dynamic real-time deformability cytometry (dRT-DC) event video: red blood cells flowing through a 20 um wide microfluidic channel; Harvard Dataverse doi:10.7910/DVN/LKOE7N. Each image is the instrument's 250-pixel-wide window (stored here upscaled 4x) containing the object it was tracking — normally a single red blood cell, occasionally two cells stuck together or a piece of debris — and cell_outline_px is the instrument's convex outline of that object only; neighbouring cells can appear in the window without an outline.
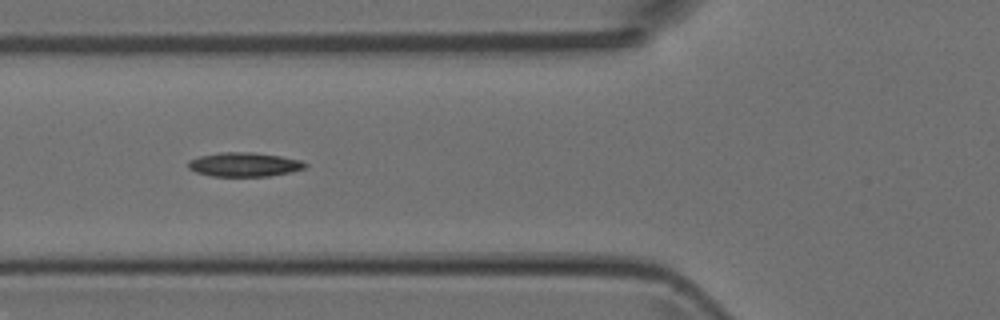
{"species": "Egyptian fruit bat (a non-hibernating species)", "species_latin": "Rousettus aegyptiacus", "temperature_condition": "room temperature", "stored_images_in_passage": 8, "segment_of_instrument_passage": [1, 2], "camera_frame_rate_fps": 3000, "um_per_image_px": 0.085, "animal": {"sex": "female"}, "frame": {"image": 1, "passage_image": 5, "time_ms": 4.333, "image_size_px": [1000, 320], "cell_outline_px": [[308, 164], [304, 168], [288, 172], [268, 176], [212, 176], [196, 172], [188, 168], [188, 160], [200, 156], [220, 152], [252, 152], [280, 156], [300, 160]], "centroid_in_image_um": [20.72, 13.98], "position_along_channel_um": 105.1, "area_um2": 16.3}}
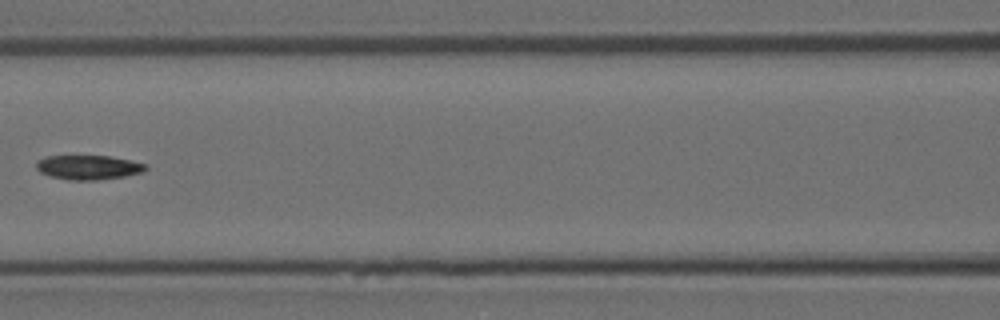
{"frame": {"image": 2, "passage_image": 6, "time_ms": 5.667, "image_size_px": [1000, 320], "cell_outline_px": [[148, 168], [144, 172], [124, 176], [96, 180], [68, 180], [48, 176], [40, 172], [36, 168], [36, 160], [44, 156], [108, 156], [148, 164]], "centroid_in_image_um": [7.48, 14.22], "position_along_channel_um": 159.1, "area_um2": 15.66}}
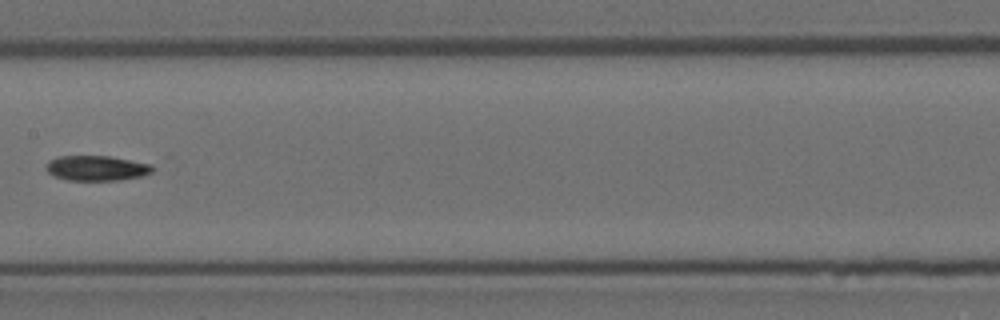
{"frame": {"image": 3, "passage_image": 7, "time_ms": 6.667, "image_size_px": [1000, 320], "cell_outline_px": [[156, 168], [152, 172], [140, 176], [120, 180], [68, 180], [52, 176], [48, 172], [48, 160], [56, 156], [108, 156], [152, 164]], "centroid_in_image_um": [8.22, 14.29], "position_along_channel_um": 199.2, "area_um2": 15.55}}